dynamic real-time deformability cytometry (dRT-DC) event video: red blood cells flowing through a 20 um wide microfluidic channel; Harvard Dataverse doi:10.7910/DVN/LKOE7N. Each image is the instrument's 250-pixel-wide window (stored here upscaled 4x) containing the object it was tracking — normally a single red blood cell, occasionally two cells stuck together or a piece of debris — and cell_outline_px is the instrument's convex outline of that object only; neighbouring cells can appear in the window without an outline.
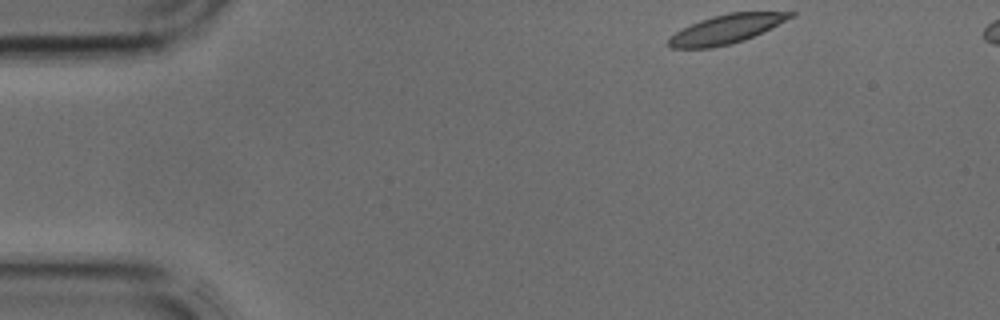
{"species": "common noctule bat (a hibernating species)", "species_latin": "Nyctalus noctula", "temperature_condition": "cold", "stored_images_in_passage": 7, "camera_frame_rate_fps": 3000, "um_per_image_px": 0.085, "animal": {"sex": "male", "body_mass_g": 17.9, "forearm_length_mm": 54.2}, "frame": {"image": 1, "passage_image": 1, "time_ms": 0.0, "image_size_px": [1000, 320], "cell_outline_px": [[796, 16], [744, 40], [732, 44], [712, 48], [672, 48], [668, 44], [668, 40], [676, 32], [700, 20], [712, 16], [728, 12], [796, 12]], "centroid_in_image_um": [61.76, 2.47], "position_along_channel_um": 23.2, "area_um2": 20.35}}